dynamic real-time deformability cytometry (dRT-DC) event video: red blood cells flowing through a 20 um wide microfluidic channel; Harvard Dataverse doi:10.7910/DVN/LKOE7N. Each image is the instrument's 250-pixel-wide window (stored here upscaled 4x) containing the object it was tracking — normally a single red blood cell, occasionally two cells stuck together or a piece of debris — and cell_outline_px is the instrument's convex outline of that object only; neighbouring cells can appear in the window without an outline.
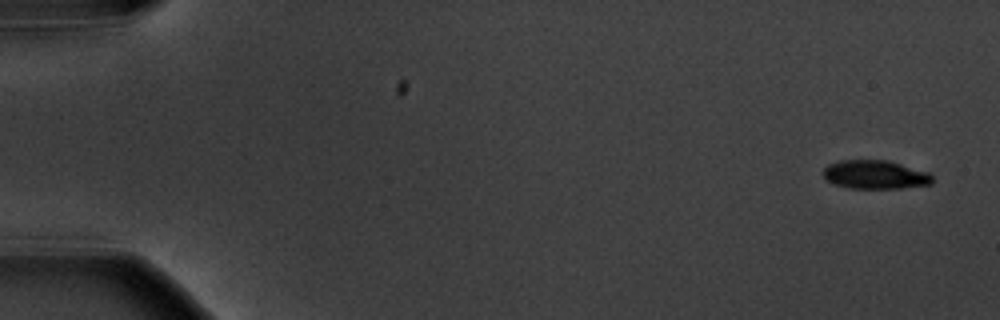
{"species": "common noctule bat (a hibernating species)", "species_latin": "Nyctalus noctula", "temperature_condition": "warm", "stored_images_in_passage": 11, "camera_frame_rate_fps": 3000, "um_per_image_px": 0.085, "animal": {"sex": "male", "body_mass_g": 20.1, "forearm_length_mm": 53.5}, "frame": {"image": 1, "passage_image": 1, "time_ms": 0.0, "image_size_px": [1000, 320], "cell_outline_px": [[932, 184], [900, 188], [848, 188], [836, 184], [828, 180], [824, 176], [824, 168], [828, 164], [840, 160], [888, 160], [928, 172], [932, 176]], "centroid_in_image_um": [74.4, 14.84], "position_along_channel_um": 10.6, "area_um2": 18.09}}
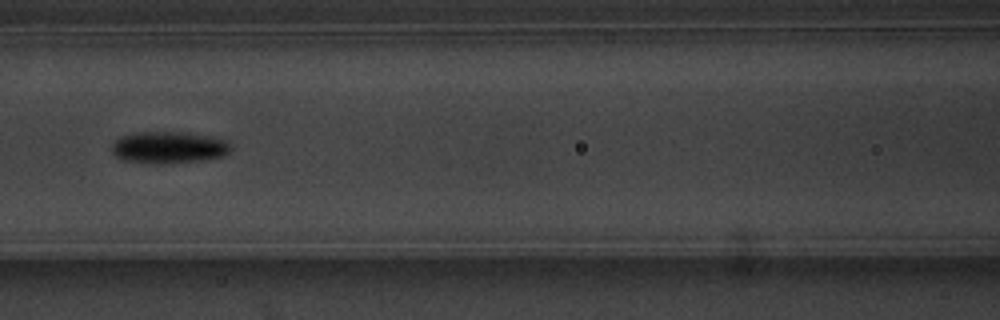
{"frame": {"image": 2, "passage_image": 7, "time_ms": 8.0, "image_size_px": [1000, 320], "cell_outline_px": [[232, 148], [224, 156], [200, 160], [160, 164], [148, 164], [124, 160], [116, 156], [112, 152], [112, 144], [120, 136], [132, 132], [176, 132], [212, 136], [228, 140]], "centroid_in_image_um": [14.33, 12.53], "position_along_channel_um": 152.3, "area_um2": 22.25}}
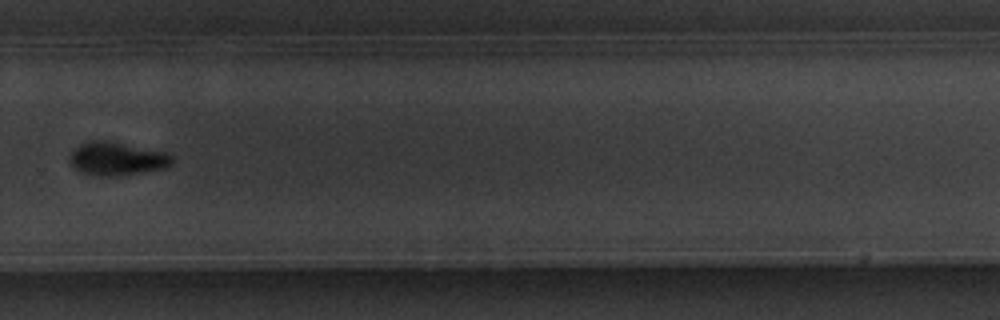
{"frame": {"image": 3, "passage_image": 11, "time_ms": 12.667, "image_size_px": [1000, 320], "cell_outline_px": [[172, 164], [164, 168], [116, 176], [100, 176], [80, 172], [72, 168], [72, 152], [80, 144], [88, 140], [108, 140], [168, 152], [172, 156]], "centroid_in_image_um": [9.95, 13.47], "position_along_channel_um": 319.8, "area_um2": 19.83}}